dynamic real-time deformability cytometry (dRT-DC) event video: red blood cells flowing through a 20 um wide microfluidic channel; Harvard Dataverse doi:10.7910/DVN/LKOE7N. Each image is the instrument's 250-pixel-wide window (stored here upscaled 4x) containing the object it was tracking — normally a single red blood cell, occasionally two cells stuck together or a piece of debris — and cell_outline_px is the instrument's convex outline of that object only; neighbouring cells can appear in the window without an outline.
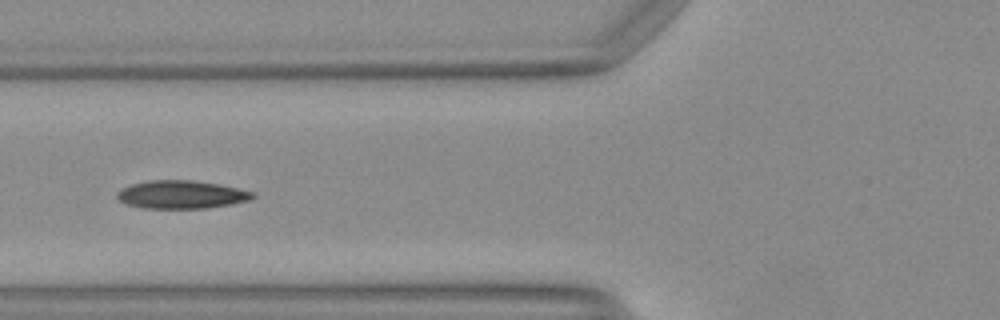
{"species": "Egyptian fruit bat (a non-hibernating species)", "species_latin": "Rousettus aegyptiacus", "temperature_condition": "warm", "stored_images_in_passage": 37, "camera_frame_rate_fps": 3000, "um_per_image_px": 0.085, "animal": {"sex": "female"}, "frame": {"image": 1, "passage_image": 6, "time_ms": 1.667, "image_size_px": [1000, 320], "cell_outline_px": [[256, 196], [252, 200], [232, 204], [208, 208], [144, 208], [128, 204], [120, 200], [116, 196], [116, 192], [120, 188], [132, 184], [148, 180], [192, 180], [216, 184], [256, 192]], "centroid_in_image_um": [15.44, 16.54], "position_along_channel_um": 110.4, "area_um2": 22.25}}